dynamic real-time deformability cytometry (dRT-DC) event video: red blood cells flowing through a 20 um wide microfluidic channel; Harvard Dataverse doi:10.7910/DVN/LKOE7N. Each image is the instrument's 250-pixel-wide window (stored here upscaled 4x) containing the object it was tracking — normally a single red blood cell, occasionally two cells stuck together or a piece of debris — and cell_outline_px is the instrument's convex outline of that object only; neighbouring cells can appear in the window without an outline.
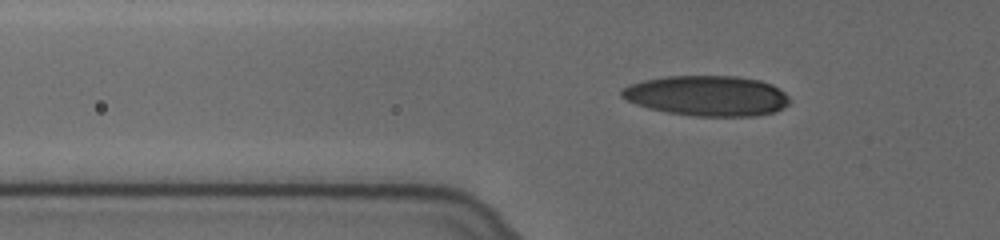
{"species": "human", "species_latin": "Homo sapiens", "temperature_condition": "cold", "stored_images_in_passage": 45, "camera_frame_rate_fps": 3000, "um_per_image_px": 0.085, "donor": {"sex": "female"}, "frame": {"image": 1, "passage_image": 8, "time_ms": 2.333, "image_size_px": [1000, 240], "cell_outline_px": [[788, 104], [784, 108], [776, 112], [756, 116], [692, 116], [668, 112], [648, 108], [636, 104], [620, 96], [620, 88], [628, 84], [644, 80], [668, 76], [736, 76], [760, 80], [772, 84], [784, 92], [788, 96]], "centroid_in_image_um": [60.1, 8.14], "position_along_channel_um": 65.7, "area_um2": 39.65}}
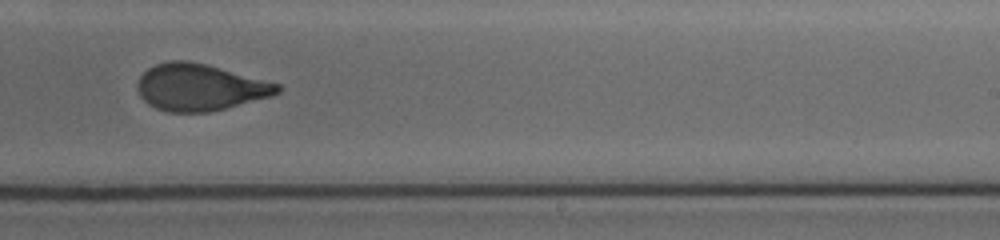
{"frame": {"image": 2, "passage_image": 26, "time_ms": 8.333, "image_size_px": [1000, 240], "cell_outline_px": [[280, 92], [268, 96], [224, 108], [208, 112], [168, 112], [156, 108], [148, 104], [140, 96], [136, 88], [136, 84], [140, 76], [148, 68], [156, 64], [168, 60], [188, 60], [208, 64], [280, 84]], "centroid_in_image_um": [16.93, 7.4], "position_along_channel_um": 272.1, "area_um2": 37.97}}
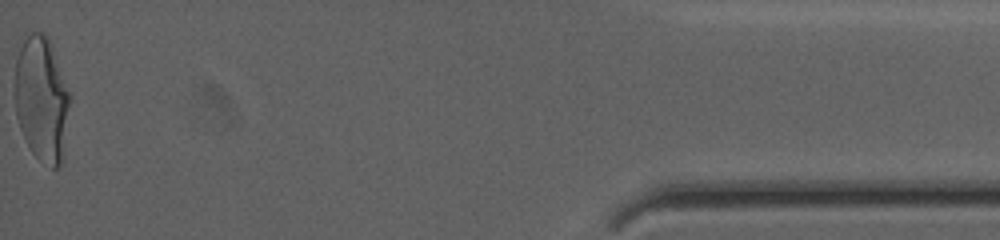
{"frame": {"image": 3, "passage_image": 45, "time_ms": 14.667, "image_size_px": [1000, 240], "cell_outline_px": [[72, 96], [60, 164], [56, 168], [52, 168], [40, 160], [32, 152], [20, 128], [16, 116], [16, 60], [24, 32], [44, 32], [48, 36]], "centroid_in_image_um": [3.55, 8.34], "position_along_channel_um": 431.6, "area_um2": 40.11}, "authors_computed_cell_mechanics": {"area_um2": 38.9572, "velocity_mm_per_s": 3.6315, "shape_relaxation_time_tau1_ms": 5.3887, "shape_relaxation_time_tau2_ms": 0.9964, "deformation_change_tau1": 0.2043, "deformation_change_tau2": 0.0741}}